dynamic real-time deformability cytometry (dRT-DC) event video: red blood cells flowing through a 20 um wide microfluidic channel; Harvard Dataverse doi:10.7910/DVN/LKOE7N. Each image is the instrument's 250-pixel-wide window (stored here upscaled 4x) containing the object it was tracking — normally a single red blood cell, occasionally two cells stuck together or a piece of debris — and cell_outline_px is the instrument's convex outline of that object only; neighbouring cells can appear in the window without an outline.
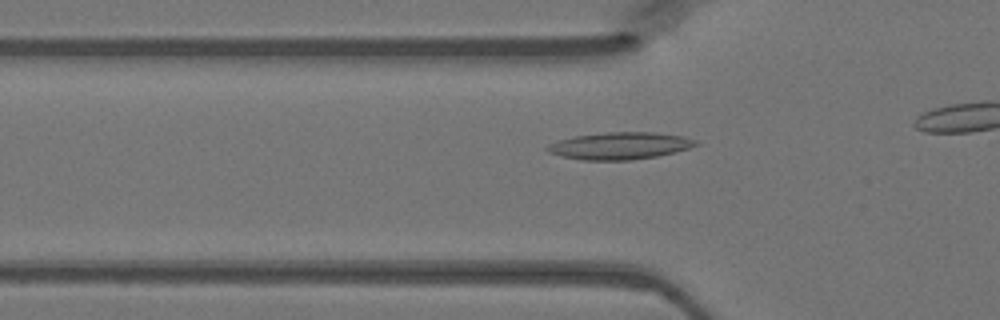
{"species": "Egyptian fruit bat (a non-hibernating species)", "species_latin": "Rousettus aegyptiacus", "temperature_condition": "warm", "stored_images_in_passage": 8, "camera_frame_rate_fps": 3000, "um_per_image_px": 0.085, "animal": {"sex": "female"}, "frame": {"image": 1, "passage_image": 3, "time_ms": 0.667, "image_size_px": [1000, 320], "cell_outline_px": [[700, 144], [688, 148], [656, 156], [632, 160], [580, 160], [560, 156], [548, 152], [544, 148], [548, 144], [572, 136], [608, 132], [652, 132], [684, 136], [696, 140]], "centroid_in_image_um": [52.64, 12.39], "position_along_channel_um": 73.2, "area_um2": 23.47}}
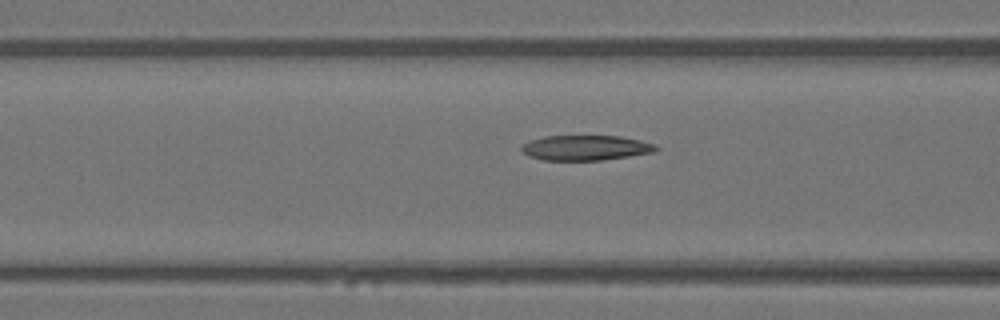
{"frame": {"image": 2, "passage_image": 6, "time_ms": 1.667, "image_size_px": [1000, 320], "cell_outline_px": [[660, 148], [652, 152], [628, 156], [600, 160], [540, 160], [528, 156], [520, 152], [520, 148], [528, 140], [544, 136], [620, 136], [640, 140], [652, 144]], "centroid_in_image_um": [49.69, 12.56], "position_along_channel_um": 116.9, "area_um2": 19.65}}